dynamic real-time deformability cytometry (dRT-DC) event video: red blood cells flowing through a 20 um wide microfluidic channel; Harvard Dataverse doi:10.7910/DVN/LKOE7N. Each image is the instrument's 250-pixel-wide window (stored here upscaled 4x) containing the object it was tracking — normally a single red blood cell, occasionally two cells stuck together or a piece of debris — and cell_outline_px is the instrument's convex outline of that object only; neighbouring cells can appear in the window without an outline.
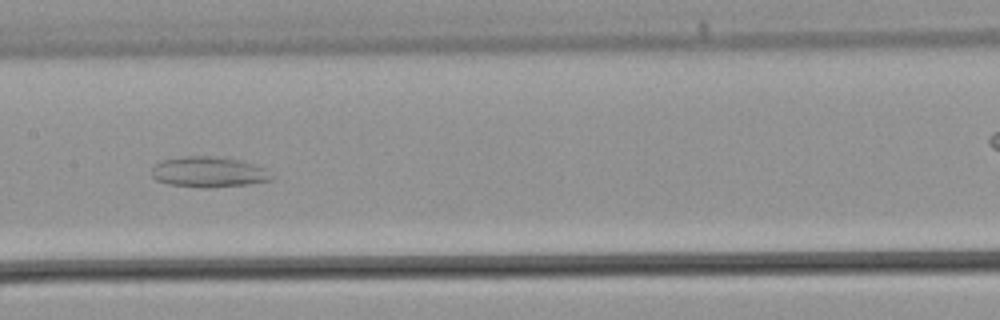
{"species": "common noctule bat (a hibernating species)", "species_latin": "Nyctalus noctula", "temperature_condition": "warm", "stored_images_in_passage": 36, "camera_frame_rate_fps": 3000, "um_per_image_px": 0.085, "animal": {"sex": "male", "body_mass_g": 21.5, "forearm_length_mm": 52.0}, "frame": {"image": 1, "passage_image": 14, "time_ms": 4.333, "image_size_px": [1000, 320], "cell_outline_px": [[272, 180], [244, 184], [212, 188], [200, 188], [168, 184], [156, 180], [152, 176], [152, 168], [156, 164], [164, 160], [180, 156], [212, 156], [240, 160], [264, 168], [272, 176]], "centroid_in_image_um": [17.69, 14.63], "position_along_channel_um": 189.7, "area_um2": 21.21}}
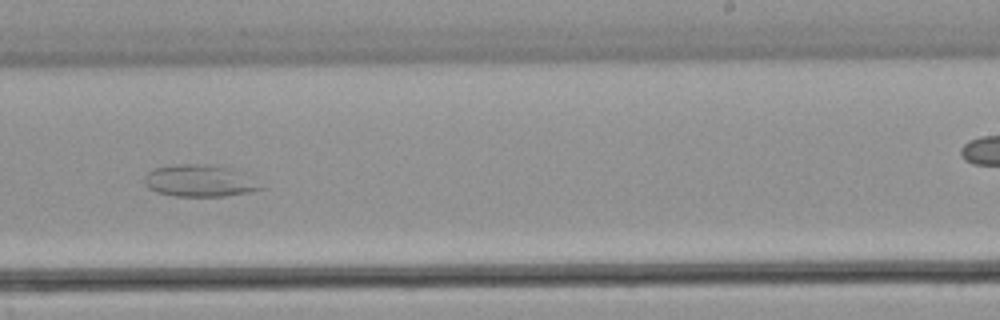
{"frame": {"image": 2, "passage_image": 19, "time_ms": 6.0, "image_size_px": [1000, 320], "cell_outline_px": [[264, 188], [248, 192], [224, 196], [176, 196], [160, 192], [148, 188], [144, 180], [148, 172], [152, 168], [172, 164], [212, 164], [244, 172]], "centroid_in_image_um": [16.96, 15.35], "position_along_channel_um": 272.0, "area_um2": 21.56}}
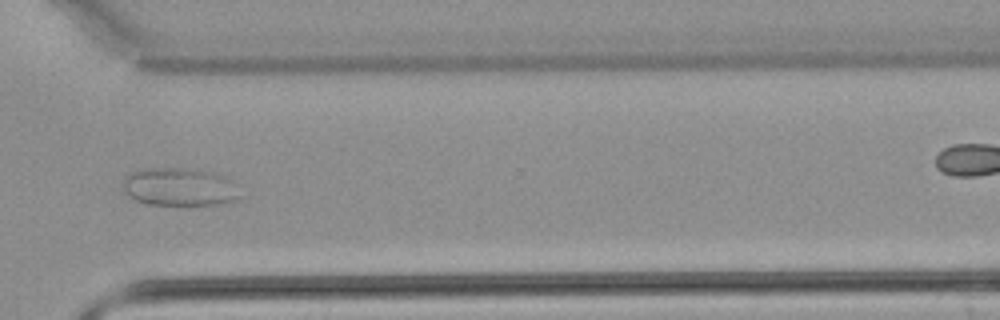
{"frame": {"image": 3, "passage_image": 24, "time_ms": 7.667, "image_size_px": [1000, 320], "cell_outline_px": [[236, 200], [224, 204], [144, 204], [136, 200], [124, 188], [124, 180], [132, 172], [144, 168], [196, 168], [212, 172], [224, 176], [232, 180], [236, 196]], "centroid_in_image_um": [15.26, 15.87], "position_along_channel_um": 355.3, "area_um2": 25.43}}